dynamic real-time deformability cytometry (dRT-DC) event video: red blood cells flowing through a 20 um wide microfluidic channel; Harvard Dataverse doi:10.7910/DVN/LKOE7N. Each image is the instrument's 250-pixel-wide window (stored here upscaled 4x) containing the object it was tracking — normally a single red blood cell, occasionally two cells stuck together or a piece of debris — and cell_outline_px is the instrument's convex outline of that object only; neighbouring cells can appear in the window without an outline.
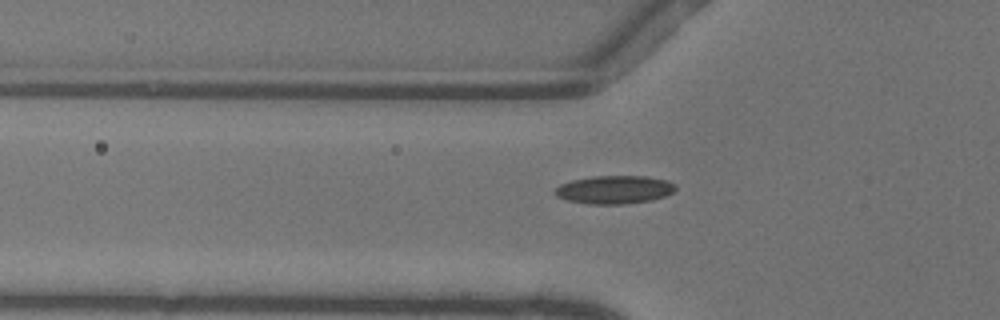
{"species": "common noctule bat (a hibernating species)", "species_latin": "Nyctalus noctula", "temperature_condition": "warm", "stored_images_in_passage": 35, "camera_frame_rate_fps": 3000, "um_per_image_px": 0.085, "animal": {"sex": "female"}, "frame": {"image": 1, "passage_image": 2, "time_ms": 0.333, "image_size_px": [1000, 320], "cell_outline_px": [[676, 188], [672, 192], [664, 196], [652, 200], [620, 204], [588, 204], [568, 200], [556, 196], [556, 188], [560, 184], [572, 180], [592, 176], [648, 176], [668, 180], [676, 184]], "centroid_in_image_um": [52.25, 16.11], "position_along_channel_um": 73.6, "area_um2": 19.77}}
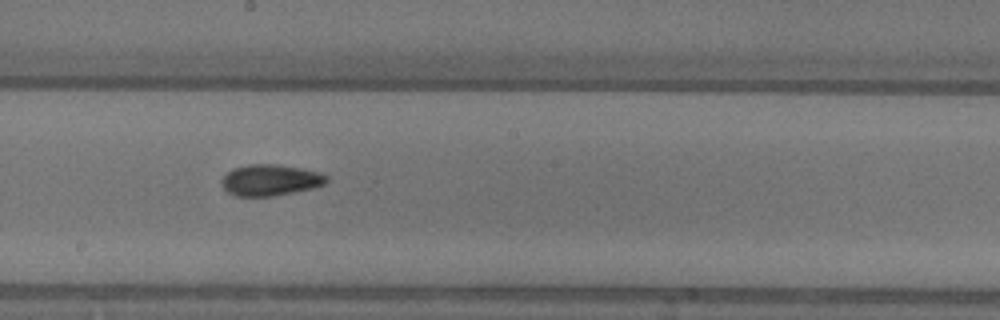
{"frame": {"image": 2, "passage_image": 13, "time_ms": 4.0, "image_size_px": [1000, 320], "cell_outline_px": [[328, 180], [324, 184], [312, 188], [272, 196], [236, 196], [228, 192], [224, 188], [224, 176], [228, 172], [236, 168], [248, 164], [276, 164], [300, 168], [320, 172], [328, 176]], "centroid_in_image_um": [23.02, 15.3], "position_along_channel_um": 225.2, "area_um2": 18.73}}
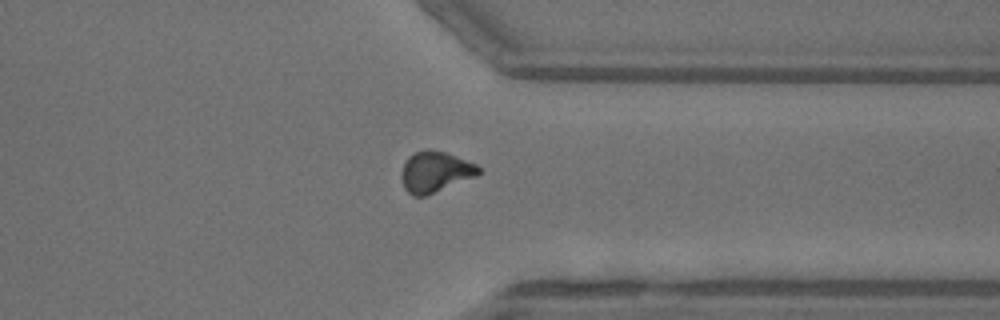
{"frame": {"image": 3, "passage_image": 24, "time_ms": 7.667, "image_size_px": [1000, 320], "cell_outline_px": [[480, 172], [472, 176], [424, 196], [412, 196], [404, 188], [400, 176], [400, 172], [408, 156], [416, 152], [428, 148], [444, 152], [456, 156], [476, 164], [480, 168]], "centroid_in_image_um": [36.91, 14.58], "position_along_channel_um": 374.5, "area_um2": 17.92}, "authors_computed_cell_mechanics": {"area_um2": 17.918, "velocity_mm_per_s": 4.1099, "shape_relaxation_time_tau1_ms": 10.859, "shape_relaxation_time_tau2_ms": 2.1049, "deformation_change_tau1": 0.2149, "deformation_change_tau2": 0.0653}}